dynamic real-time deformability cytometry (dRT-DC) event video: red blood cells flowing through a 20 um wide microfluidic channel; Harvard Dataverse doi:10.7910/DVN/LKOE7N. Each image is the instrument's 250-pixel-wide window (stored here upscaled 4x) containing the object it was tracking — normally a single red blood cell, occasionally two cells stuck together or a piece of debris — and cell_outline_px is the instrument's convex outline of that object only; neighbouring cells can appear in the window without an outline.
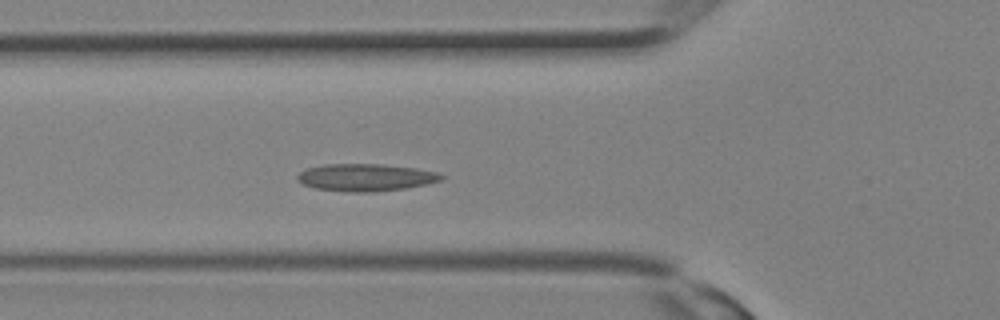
{"species": "Egyptian fruit bat (a non-hibernating species)", "species_latin": "Rousettus aegyptiacus", "temperature_condition": "room temperature", "stored_images_in_passage": 11, "camera_frame_rate_fps": 3000, "um_per_image_px": 0.085, "animal": {"sex": "female"}, "frame": {"image": 1, "passage_image": 7, "time_ms": 2.0, "image_size_px": [1000, 320], "cell_outline_px": [[444, 176], [440, 180], [428, 184], [404, 188], [372, 192], [348, 192], [316, 188], [304, 184], [296, 180], [296, 176], [300, 172], [308, 168], [324, 164], [384, 164], [416, 168], [436, 172]], "centroid_in_image_um": [31.07, 15.08], "position_along_channel_um": 94.7, "area_um2": 22.83}}
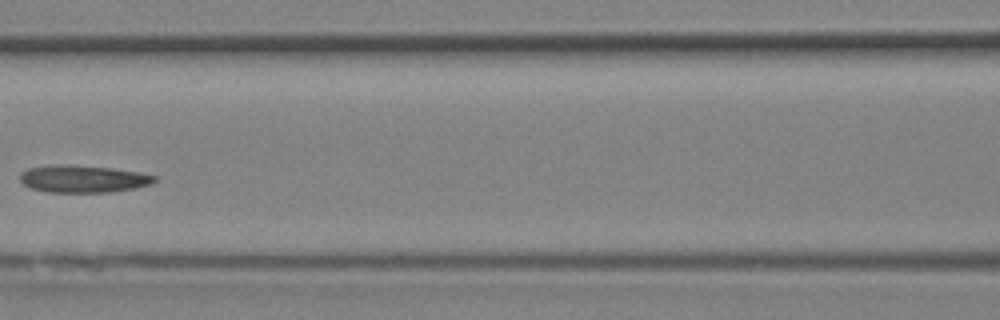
{"frame": {"image": 2, "passage_image": 10, "time_ms": 3.0, "image_size_px": [1000, 320], "cell_outline_px": [[156, 180], [152, 184], [112, 192], [48, 192], [32, 188], [24, 184], [20, 180], [20, 172], [28, 168], [52, 164], [68, 164], [112, 168], [140, 172], [156, 176]], "centroid_in_image_um": [7.05, 15.19], "position_along_channel_um": 159.6, "area_um2": 21.5}}